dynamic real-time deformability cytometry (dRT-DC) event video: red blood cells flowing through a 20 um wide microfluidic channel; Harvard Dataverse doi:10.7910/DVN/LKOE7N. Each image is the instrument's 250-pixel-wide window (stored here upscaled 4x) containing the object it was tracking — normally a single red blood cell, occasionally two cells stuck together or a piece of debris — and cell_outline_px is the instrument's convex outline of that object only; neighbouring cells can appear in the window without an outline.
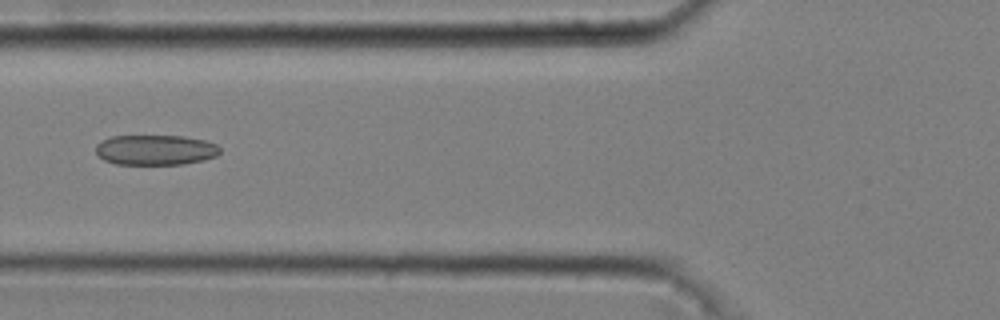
{"species": "common noctule bat (a hibernating species)", "species_latin": "Nyctalus noctula", "temperature_condition": "cold", "stored_images_in_passage": 49, "camera_frame_rate_fps": 3000, "um_per_image_px": 0.085, "animal": {"sex": "male", "body_mass_g": 20.4}, "frame": {"image": 1, "passage_image": 20, "time_ms": 6.333, "image_size_px": [1000, 320], "cell_outline_px": [[220, 152], [216, 156], [204, 160], [184, 164], [116, 164], [104, 160], [96, 152], [96, 144], [100, 140], [112, 136], [184, 136], [204, 140], [216, 144], [220, 148]], "centroid_in_image_um": [13.21, 12.74], "position_along_channel_um": 112.6, "area_um2": 21.91}}
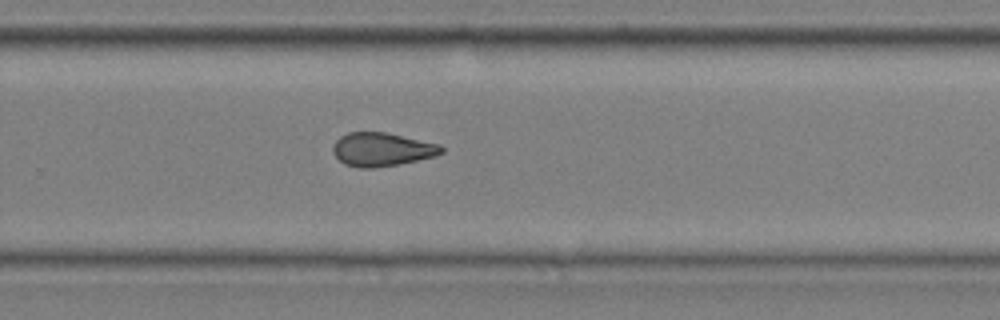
{"frame": {"image": 2, "passage_image": 35, "time_ms": 11.333, "image_size_px": [1000, 320], "cell_outline_px": [[444, 152], [436, 156], [400, 164], [372, 168], [360, 168], [344, 164], [332, 152], [332, 144], [340, 136], [348, 132], [388, 132], [440, 144], [444, 148]], "centroid_in_image_um": [32.47, 12.69], "position_along_channel_um": 297.3, "area_um2": 21.5}}
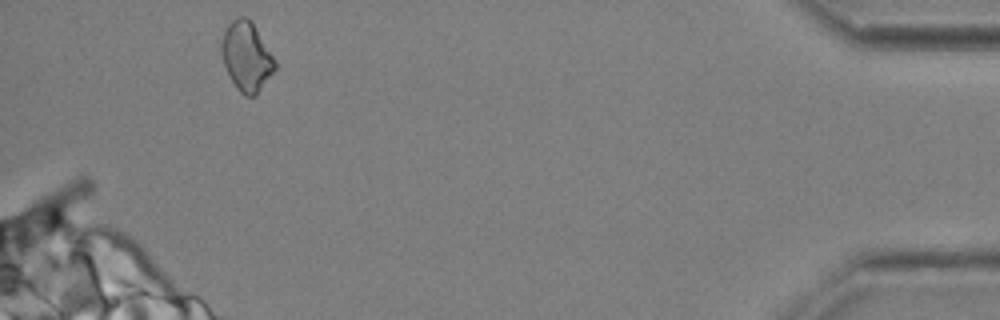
{"frame": {"image": 3, "passage_image": 49, "time_ms": 16.0, "image_size_px": [1000, 320], "cell_outline_px": [[276, 68], [260, 88], [252, 96], [244, 96], [236, 88], [224, 64], [220, 52], [220, 44], [224, 28], [236, 16], [244, 16], [252, 24], [272, 56], [276, 64]], "centroid_in_image_um": [20.89, 4.78], "position_along_channel_um": 414.3, "area_um2": 20.92}, "authors_computed_cell_mechanics": {"area_um2": 21.7328, "velocity_mm_per_s": 3.7033, "shape_relaxation_time_tau1_ms": null, "shape_relaxation_time_tau2_ms": 3.2615, "deformation_change_tau1": null, "deformation_change_tau2": 0.1007}}